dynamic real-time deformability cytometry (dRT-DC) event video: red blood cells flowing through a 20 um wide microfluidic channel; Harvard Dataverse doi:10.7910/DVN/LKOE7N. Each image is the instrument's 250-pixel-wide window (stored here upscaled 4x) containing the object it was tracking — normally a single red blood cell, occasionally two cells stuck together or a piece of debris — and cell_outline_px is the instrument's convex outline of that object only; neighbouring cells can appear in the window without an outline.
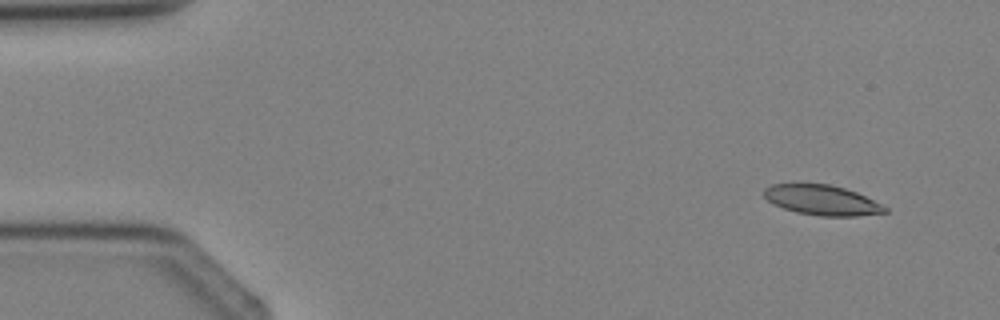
{"species": "Egyptian fruit bat (a non-hibernating species)", "species_latin": "Rousettus aegyptiacus", "temperature_condition": "cold", "stored_images_in_passage": 3, "camera_frame_rate_fps": 3000, "um_per_image_px": 0.085, "animal": {"sex": "female"}, "frame": {"image": 1, "passage_image": 1, "time_ms": 0.0, "image_size_px": [1000, 320], "cell_outline_px": [[888, 212], [856, 216], [820, 216], [796, 212], [784, 208], [768, 200], [764, 196], [764, 188], [772, 184], [828, 184], [844, 188], [856, 192], [888, 208]], "centroid_in_image_um": [69.87, 17.01], "position_along_channel_um": 15.1, "area_um2": 20.87}}
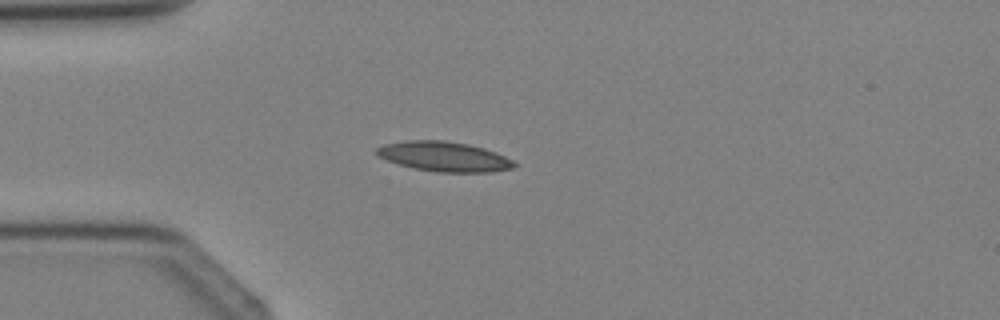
{"frame": {"image": 2, "passage_image": 3, "time_ms": 2.333, "image_size_px": [1000, 320], "cell_outline_px": [[516, 168], [492, 172], [436, 172], [416, 168], [400, 164], [388, 160], [380, 156], [376, 152], [376, 148], [384, 144], [404, 140], [444, 140], [468, 144], [484, 148], [496, 152], [512, 160], [516, 164]], "centroid_in_image_um": [37.79, 13.3], "position_along_channel_um": 47.2, "area_um2": 23.81}}